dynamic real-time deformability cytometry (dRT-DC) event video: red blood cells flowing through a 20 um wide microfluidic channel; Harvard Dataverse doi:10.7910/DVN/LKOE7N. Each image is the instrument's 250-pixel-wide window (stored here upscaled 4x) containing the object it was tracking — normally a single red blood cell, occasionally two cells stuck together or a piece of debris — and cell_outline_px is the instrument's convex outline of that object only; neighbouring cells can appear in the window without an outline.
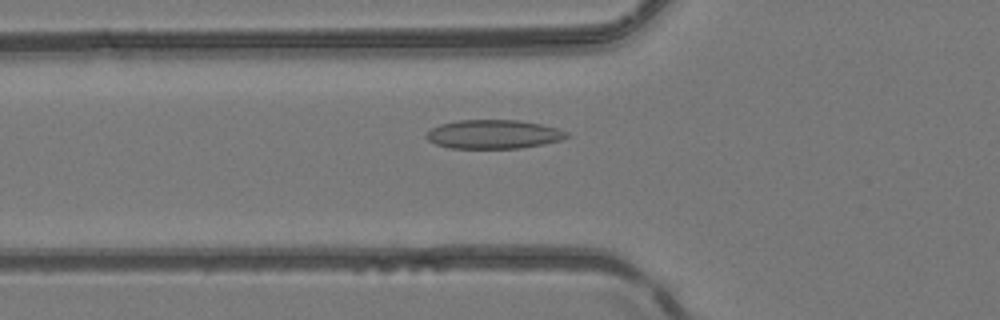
{"species": "common noctule bat (a hibernating species)", "species_latin": "Nyctalus noctula", "temperature_condition": "room temperature", "stored_images_in_passage": 36, "camera_frame_rate_fps": 3000, "um_per_image_px": 0.085, "animal": {"sex": "female", "body_mass_g": 24.6, "forearm_length_mm": 56.2}, "frame": {"image": 1, "passage_image": 4, "time_ms": 1.0, "image_size_px": [1000, 320], "cell_outline_px": [[568, 136], [560, 140], [544, 144], [520, 148], [448, 148], [436, 144], [428, 140], [424, 136], [432, 128], [440, 124], [460, 120], [516, 120], [540, 124], [556, 128], [568, 132]], "centroid_in_image_um": [41.93, 11.41], "position_along_channel_um": 83.9, "area_um2": 23.47}}
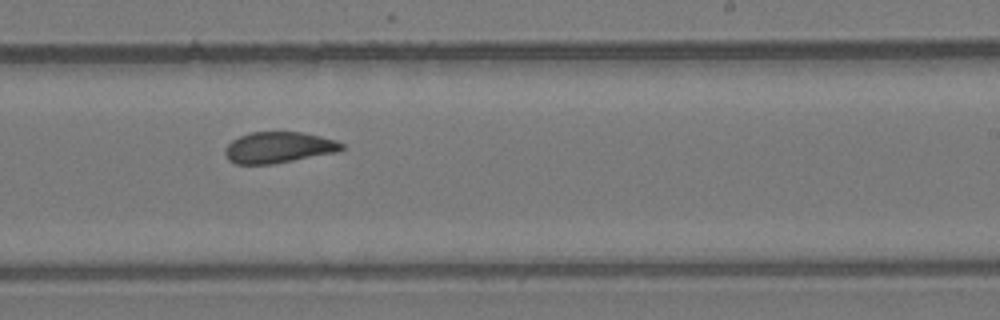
{"frame": {"image": 2, "passage_image": 17, "time_ms": 5.333, "image_size_px": [1000, 320], "cell_outline_px": [[344, 148], [340, 152], [272, 164], [236, 164], [228, 160], [224, 152], [224, 148], [232, 140], [240, 136], [252, 132], [304, 132], [336, 140], [344, 144]], "centroid_in_image_um": [23.7, 12.54], "position_along_channel_um": 265.3, "area_um2": 21.33}}
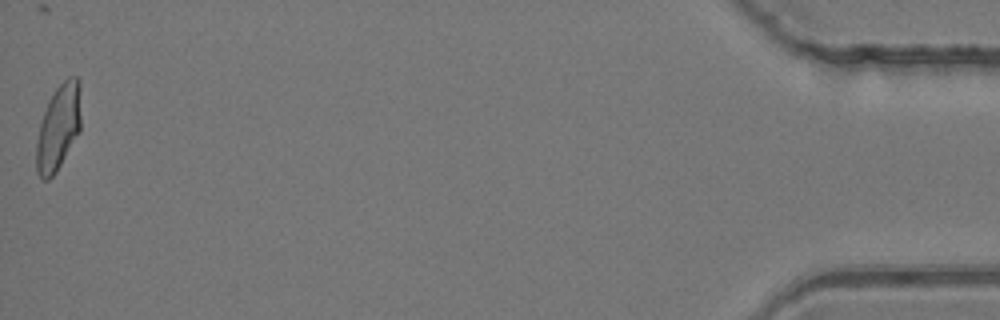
{"frame": {"image": 3, "passage_image": 36, "time_ms": 11.667, "image_size_px": [1000, 320], "cell_outline_px": [[80, 132], [56, 172], [48, 180], [44, 180], [36, 172], [36, 140], [40, 124], [44, 112], [56, 88], [68, 76], [76, 76], [80, 80]], "centroid_in_image_um": [4.97, 10.84], "position_along_channel_um": 430.2, "area_um2": 22.25}, "authors_computed_cell_mechanics": {"area_um2": 21.9062, "velocity_mm_per_s": 4.1836, "shape_relaxation_time_tau1_ms": null, "shape_relaxation_time_tau2_ms": 2.9213, "deformation_change_tau1": null, "deformation_change_tau2": 0.0844}}